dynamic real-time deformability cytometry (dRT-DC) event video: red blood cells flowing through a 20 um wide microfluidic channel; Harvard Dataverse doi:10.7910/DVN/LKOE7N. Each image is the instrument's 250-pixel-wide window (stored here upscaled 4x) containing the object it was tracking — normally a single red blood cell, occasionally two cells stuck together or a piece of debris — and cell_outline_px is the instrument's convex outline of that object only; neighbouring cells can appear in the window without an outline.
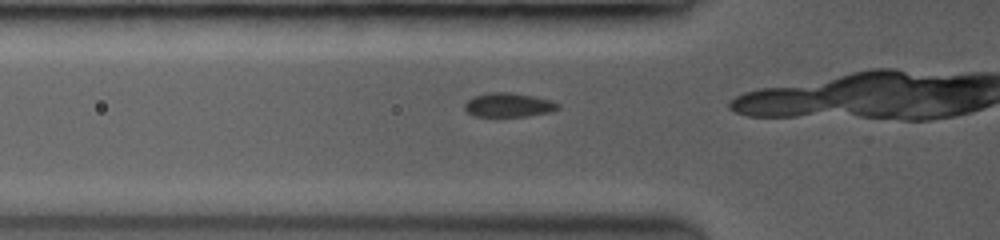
{"species": "common noctule bat (a hibernating species)", "species_latin": "Nyctalus noctula", "temperature_condition": "room temperature", "stored_images_in_passage": 10, "camera_frame_rate_fps": 3500, "um_per_image_px": 0.085, "animal": {"sex": "female", "body_mass_g": 19.0, "forearm_length_mm": 53.3}, "frame": {"image": 1, "passage_image": 9, "time_ms": 4.0, "image_size_px": [1000, 240], "cell_outline_px": [[560, 108], [548, 112], [528, 116], [476, 116], [468, 112], [464, 108], [464, 104], [468, 100], [476, 96], [492, 92], [504, 92], [528, 96], [548, 100], [560, 104]], "centroid_in_image_um": [43.21, 8.94], "position_along_channel_um": 82.6, "area_um2": 12.6}}